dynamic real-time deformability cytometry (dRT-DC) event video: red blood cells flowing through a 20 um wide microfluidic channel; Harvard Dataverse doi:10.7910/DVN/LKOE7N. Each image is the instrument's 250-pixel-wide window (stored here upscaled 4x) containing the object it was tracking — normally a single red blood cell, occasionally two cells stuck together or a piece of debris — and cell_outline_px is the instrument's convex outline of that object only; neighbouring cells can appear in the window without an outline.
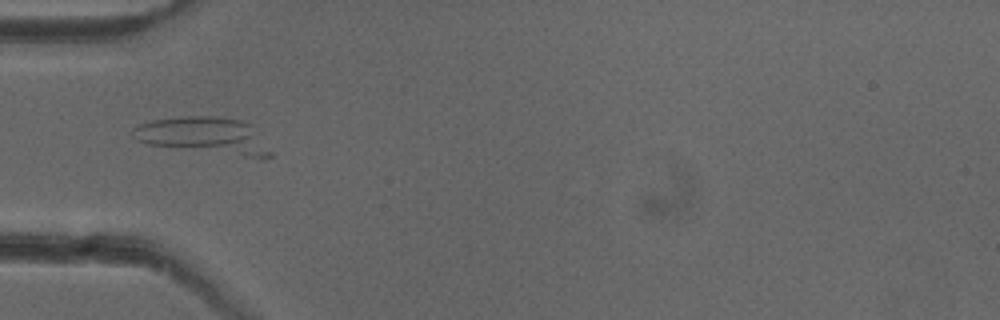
{"species": "common noctule bat (a hibernating species)", "species_latin": "Nyctalus noctula", "temperature_condition": "cold", "stored_images_in_passage": 16, "camera_frame_rate_fps": 3000, "um_per_image_px": 0.085, "animal": {"sex": "female"}, "frame": {"image": 1, "passage_image": 9, "time_ms": 2.667, "image_size_px": [1000, 320], "cell_outline_px": [[272, 156], [264, 160], [260, 160], [148, 144], [136, 140], [132, 136], [132, 128], [140, 124], [152, 120], [180, 116], [220, 116], [240, 120], [252, 124], [272, 152]], "centroid_in_image_um": [17.43, 11.55], "position_along_channel_um": 67.6, "area_um2": 30.23}}
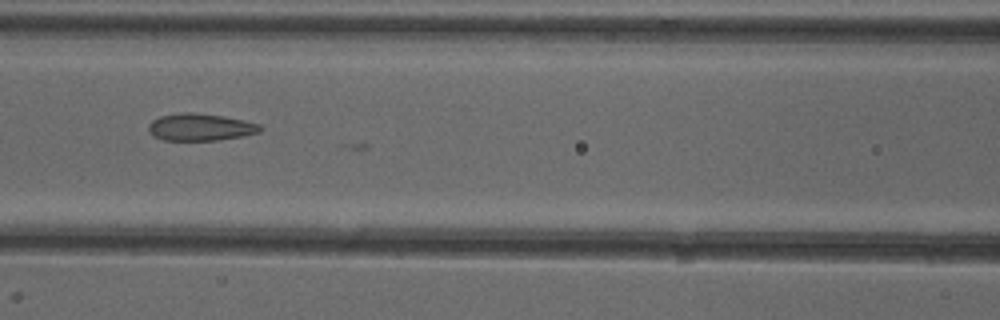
{"frame": {"image": 2, "passage_image": 15, "time_ms": 4.667, "image_size_px": [1000, 320], "cell_outline_px": [[264, 128], [260, 132], [244, 136], [220, 140], [164, 140], [152, 136], [148, 128], [148, 124], [152, 120], [160, 116], [180, 112], [196, 112], [224, 116], [244, 120], [260, 124]], "centroid_in_image_um": [17.05, 10.8], "position_along_channel_um": 149.6, "area_um2": 17.98}}